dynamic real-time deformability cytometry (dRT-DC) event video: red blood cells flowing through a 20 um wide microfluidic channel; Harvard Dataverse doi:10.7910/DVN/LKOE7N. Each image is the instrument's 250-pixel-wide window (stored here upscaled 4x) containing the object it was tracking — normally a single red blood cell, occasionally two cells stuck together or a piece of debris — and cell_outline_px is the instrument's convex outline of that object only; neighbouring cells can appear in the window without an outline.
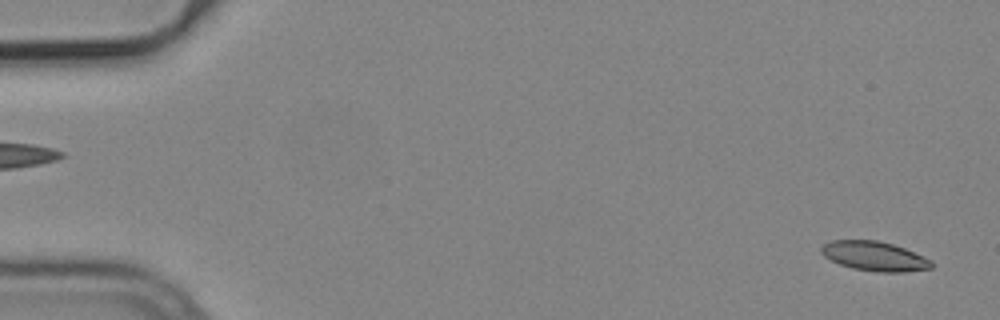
{"species": "common noctule bat (a hibernating species)", "species_latin": "Nyctalus noctula", "temperature_condition": "cold", "stored_images_in_passage": 4, "camera_frame_rate_fps": 3000, "um_per_image_px": 0.085, "animal": {"sex": "male", "body_mass_g": 19.2, "forearm_length_mm": 51.8}, "frame": {"image": 1, "passage_image": 1, "time_ms": 0.0, "image_size_px": [1000, 320], "cell_outline_px": [[932, 268], [904, 272], [880, 272], [852, 268], [840, 264], [824, 256], [820, 252], [820, 248], [824, 244], [832, 240], [876, 240], [892, 244], [904, 248], [924, 256], [932, 260]], "centroid_in_image_um": [74.33, 21.77], "position_along_channel_um": 10.7, "area_um2": 18.84}}
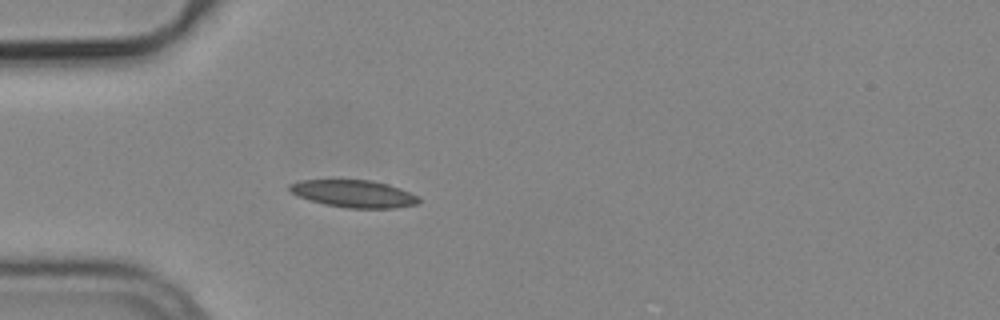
{"frame": {"image": 2, "passage_image": 4, "time_ms": 1.0, "image_size_px": [1000, 320], "cell_outline_px": [[420, 200], [416, 204], [392, 208], [348, 208], [324, 204], [296, 196], [288, 188], [288, 184], [300, 180], [372, 180], [388, 184], [400, 188], [416, 196]], "centroid_in_image_um": [30.02, 16.46], "position_along_channel_um": 55.0, "area_um2": 20.46}}